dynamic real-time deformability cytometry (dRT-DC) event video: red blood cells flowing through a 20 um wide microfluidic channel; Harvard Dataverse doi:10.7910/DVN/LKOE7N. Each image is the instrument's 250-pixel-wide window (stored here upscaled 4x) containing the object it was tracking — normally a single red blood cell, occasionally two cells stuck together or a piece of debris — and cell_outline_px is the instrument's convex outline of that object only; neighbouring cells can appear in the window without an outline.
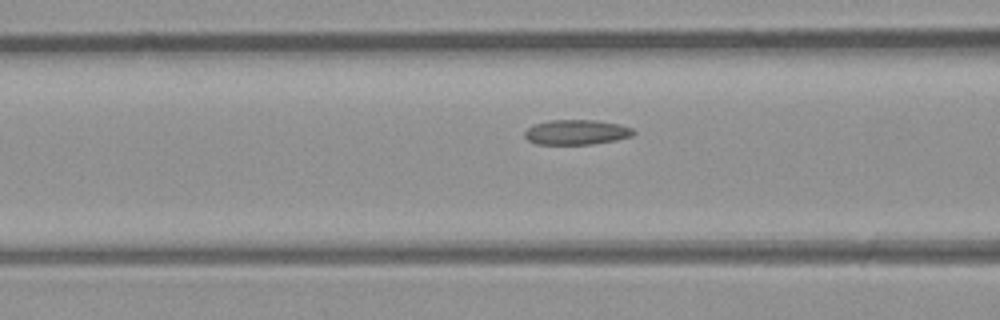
{"species": "common noctule bat (a hibernating species)", "species_latin": "Nyctalus noctula", "temperature_condition": "room temperature", "stored_images_in_passage": 31, "camera_frame_rate_fps": 3000, "um_per_image_px": 0.085, "animal": {"sex": "male", "body_mass_g": 23.1, "forearm_length_mm": 52.7}, "frame": {"image": 1, "passage_image": 12, "time_ms": 3.667, "image_size_px": [1000, 320], "cell_outline_px": [[636, 132], [632, 136], [616, 140], [592, 144], [536, 144], [528, 140], [524, 136], [524, 132], [528, 128], [536, 124], [548, 120], [596, 120], [620, 124], [632, 128]], "centroid_in_image_um": [49.02, 11.23], "position_along_channel_um": 117.6, "area_um2": 15.84}}
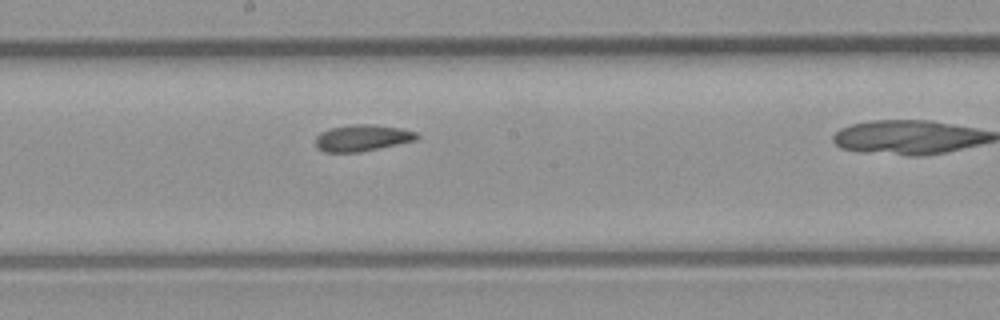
{"frame": {"image": 2, "passage_image": 19, "time_ms": 6.0, "image_size_px": [1000, 320], "cell_outline_px": [[420, 136], [416, 140], [360, 152], [324, 152], [316, 148], [316, 136], [320, 132], [328, 128], [352, 124], [376, 124], [400, 128], [416, 132]], "centroid_in_image_um": [30.76, 11.71], "position_along_channel_um": 217.4, "area_um2": 15.78}}
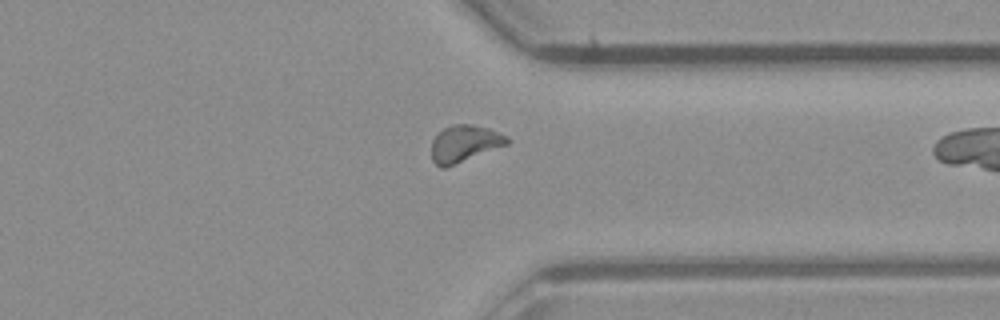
{"frame": {"image": 3, "passage_image": 30, "time_ms": 9.667, "image_size_px": [1000, 320], "cell_outline_px": [[512, 140], [508, 144], [444, 168], [440, 168], [432, 160], [432, 140], [444, 128], [452, 124], [472, 124], [488, 128], [508, 136]], "centroid_in_image_um": [39.5, 12.19], "position_along_channel_um": 371.9, "area_um2": 16.13}}